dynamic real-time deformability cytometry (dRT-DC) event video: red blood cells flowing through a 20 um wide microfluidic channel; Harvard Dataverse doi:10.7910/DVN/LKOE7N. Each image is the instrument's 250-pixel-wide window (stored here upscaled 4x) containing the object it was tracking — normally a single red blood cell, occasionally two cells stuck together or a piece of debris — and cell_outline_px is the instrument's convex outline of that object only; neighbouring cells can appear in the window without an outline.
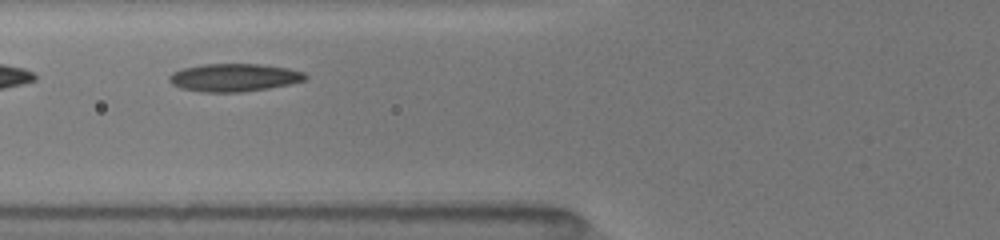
{"species": "common noctule bat (a hibernating species)", "species_latin": "Nyctalus noctula", "temperature_condition": "room temperature", "stored_images_in_passage": 13, "camera_frame_rate_fps": 3000, "um_per_image_px": 0.085, "animal": {"sex": "female", "body_mass_g": 19.5, "forearm_length_mm": 54.1}, "frame": {"image": 1, "passage_image": 6, "time_ms": 2.0, "image_size_px": [1000, 240], "cell_outline_px": [[308, 76], [304, 80], [288, 84], [268, 88], [240, 92], [200, 92], [180, 88], [172, 84], [168, 80], [168, 76], [172, 72], [184, 68], [200, 64], [260, 64], [288, 68], [304, 72]], "centroid_in_image_um": [19.86, 6.59], "position_along_channel_um": 105.9, "area_um2": 22.14}}
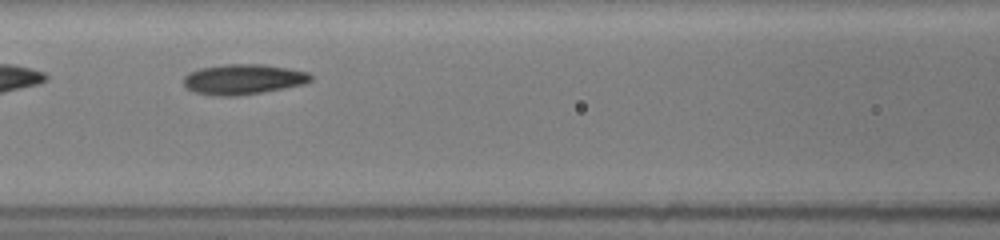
{"frame": {"image": 2, "passage_image": 8, "time_ms": 3.0, "image_size_px": [1000, 240], "cell_outline_px": [[312, 80], [304, 84], [264, 92], [240, 96], [212, 96], [196, 92], [184, 88], [184, 76], [200, 68], [224, 64], [264, 64], [288, 68], [308, 72], [312, 76]], "centroid_in_image_um": [20.68, 6.75], "position_along_channel_um": 145.9, "area_um2": 22.6}}
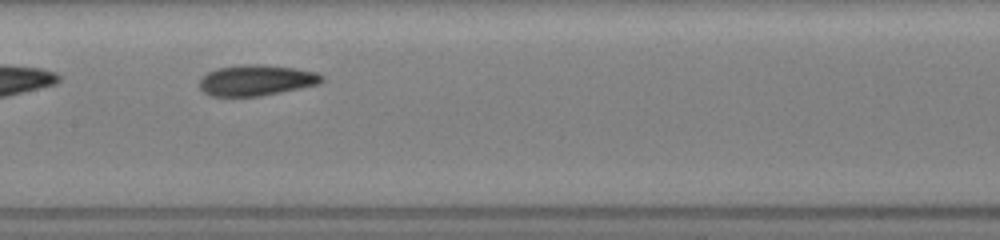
{"frame": {"image": 3, "passage_image": 11, "time_ms": 4.0, "image_size_px": [1000, 240], "cell_outline_px": [[324, 80], [320, 84], [260, 96], [212, 96], [204, 92], [200, 88], [200, 80], [208, 72], [220, 68], [244, 64], [260, 64], [296, 68], [316, 72], [324, 76]], "centroid_in_image_um": [21.83, 6.82], "position_along_channel_um": 185.6, "area_um2": 21.85}}